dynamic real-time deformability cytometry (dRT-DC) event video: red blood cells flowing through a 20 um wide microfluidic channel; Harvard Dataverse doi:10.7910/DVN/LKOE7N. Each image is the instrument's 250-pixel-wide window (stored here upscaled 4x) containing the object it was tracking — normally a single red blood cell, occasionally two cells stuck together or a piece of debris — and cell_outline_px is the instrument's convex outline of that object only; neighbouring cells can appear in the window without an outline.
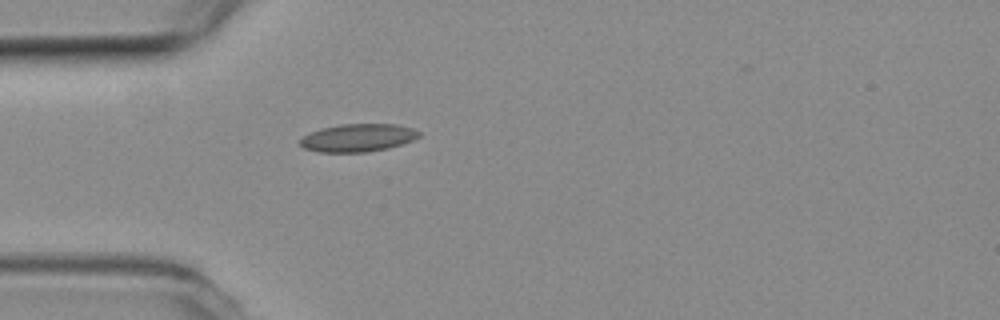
{"species": "common noctule bat (a hibernating species)", "species_latin": "Nyctalus noctula", "temperature_condition": "room temperature", "stored_images_in_passage": 1, "camera_frame_rate_fps": 3000, "um_per_image_px": 0.085, "animal": {"sex": "female", "body_mass_g": 19.3, "forearm_length_mm": 54.1}, "frame": {"image": 1, "passage_image": 1, "time_ms": 0.0, "image_size_px": [1000, 320], "cell_outline_px": [[420, 136], [412, 140], [388, 148], [368, 152], [320, 152], [304, 148], [300, 144], [300, 140], [304, 136], [320, 128], [340, 124], [396, 124], [412, 128], [420, 132]], "centroid_in_image_um": [30.42, 11.71], "position_along_channel_um": 54.6, "area_um2": 19.19}}